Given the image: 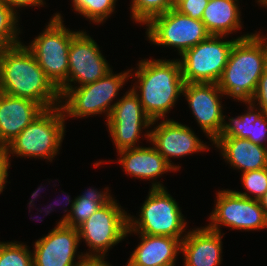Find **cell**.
Wrapping results in <instances>:
<instances>
[{
  "label": "cell",
  "instance_id": "cell-23",
  "mask_svg": "<svg viewBox=\"0 0 267 266\" xmlns=\"http://www.w3.org/2000/svg\"><path fill=\"white\" fill-rule=\"evenodd\" d=\"M238 3L239 0L208 1L201 21L210 35L229 36L243 27Z\"/></svg>",
  "mask_w": 267,
  "mask_h": 266
},
{
  "label": "cell",
  "instance_id": "cell-31",
  "mask_svg": "<svg viewBox=\"0 0 267 266\" xmlns=\"http://www.w3.org/2000/svg\"><path fill=\"white\" fill-rule=\"evenodd\" d=\"M250 101L256 106L259 105L258 108L267 117V67L264 69L259 79L256 92Z\"/></svg>",
  "mask_w": 267,
  "mask_h": 266
},
{
  "label": "cell",
  "instance_id": "cell-8",
  "mask_svg": "<svg viewBox=\"0 0 267 266\" xmlns=\"http://www.w3.org/2000/svg\"><path fill=\"white\" fill-rule=\"evenodd\" d=\"M251 34H243L232 40H227L225 39L227 37L221 35H209L205 40L185 51L179 59L184 82L217 83L236 40Z\"/></svg>",
  "mask_w": 267,
  "mask_h": 266
},
{
  "label": "cell",
  "instance_id": "cell-39",
  "mask_svg": "<svg viewBox=\"0 0 267 266\" xmlns=\"http://www.w3.org/2000/svg\"><path fill=\"white\" fill-rule=\"evenodd\" d=\"M257 2L259 3L260 7L261 5L267 7V0H257Z\"/></svg>",
  "mask_w": 267,
  "mask_h": 266
},
{
  "label": "cell",
  "instance_id": "cell-13",
  "mask_svg": "<svg viewBox=\"0 0 267 266\" xmlns=\"http://www.w3.org/2000/svg\"><path fill=\"white\" fill-rule=\"evenodd\" d=\"M104 57L99 45L86 30H79L70 43L68 78L60 88L81 87L102 78L111 70Z\"/></svg>",
  "mask_w": 267,
  "mask_h": 266
},
{
  "label": "cell",
  "instance_id": "cell-11",
  "mask_svg": "<svg viewBox=\"0 0 267 266\" xmlns=\"http://www.w3.org/2000/svg\"><path fill=\"white\" fill-rule=\"evenodd\" d=\"M214 210L209 215V229L221 232L223 225L235 230L267 229V216L260 201L238 195L234 190H219Z\"/></svg>",
  "mask_w": 267,
  "mask_h": 266
},
{
  "label": "cell",
  "instance_id": "cell-16",
  "mask_svg": "<svg viewBox=\"0 0 267 266\" xmlns=\"http://www.w3.org/2000/svg\"><path fill=\"white\" fill-rule=\"evenodd\" d=\"M157 125L150 130V143L154 145L157 151L166 159V161L178 171L181 166H177L171 161V157L179 158L193 153H203L207 146L195 132L187 125L181 124L173 119H163L152 121V126ZM172 162V163H171ZM176 165V166H175Z\"/></svg>",
  "mask_w": 267,
  "mask_h": 266
},
{
  "label": "cell",
  "instance_id": "cell-37",
  "mask_svg": "<svg viewBox=\"0 0 267 266\" xmlns=\"http://www.w3.org/2000/svg\"><path fill=\"white\" fill-rule=\"evenodd\" d=\"M259 201H260L261 207L263 208L267 216V191L264 193L263 197Z\"/></svg>",
  "mask_w": 267,
  "mask_h": 266
},
{
  "label": "cell",
  "instance_id": "cell-20",
  "mask_svg": "<svg viewBox=\"0 0 267 266\" xmlns=\"http://www.w3.org/2000/svg\"><path fill=\"white\" fill-rule=\"evenodd\" d=\"M213 144L224 161L242 173L267 167V146L237 137H217Z\"/></svg>",
  "mask_w": 267,
  "mask_h": 266
},
{
  "label": "cell",
  "instance_id": "cell-10",
  "mask_svg": "<svg viewBox=\"0 0 267 266\" xmlns=\"http://www.w3.org/2000/svg\"><path fill=\"white\" fill-rule=\"evenodd\" d=\"M146 26L149 43L177 48L180 56L210 35L201 20L183 15L174 8L152 18Z\"/></svg>",
  "mask_w": 267,
  "mask_h": 266
},
{
  "label": "cell",
  "instance_id": "cell-35",
  "mask_svg": "<svg viewBox=\"0 0 267 266\" xmlns=\"http://www.w3.org/2000/svg\"><path fill=\"white\" fill-rule=\"evenodd\" d=\"M65 195H66V193H64ZM66 203H65V205H70V210L68 211V209L66 208L65 210H64V212H66L67 211V213L62 217V219H60L59 220V222H57L59 225H63L67 220H68V218H69V215H70V213H71V211H72V207H73V203H74V200H71V198H70V196L69 195H67L66 196ZM70 202H71V204H70ZM52 204V203H51ZM50 204V205H51ZM50 205H49V208H50V212L51 211H53V205H51V207H50ZM57 206H58V203H57ZM60 206V205H59ZM53 208V209H52Z\"/></svg>",
  "mask_w": 267,
  "mask_h": 266
},
{
  "label": "cell",
  "instance_id": "cell-1",
  "mask_svg": "<svg viewBox=\"0 0 267 266\" xmlns=\"http://www.w3.org/2000/svg\"><path fill=\"white\" fill-rule=\"evenodd\" d=\"M0 92L33 100L44 110L60 106L59 90L23 43L0 47Z\"/></svg>",
  "mask_w": 267,
  "mask_h": 266
},
{
  "label": "cell",
  "instance_id": "cell-33",
  "mask_svg": "<svg viewBox=\"0 0 267 266\" xmlns=\"http://www.w3.org/2000/svg\"><path fill=\"white\" fill-rule=\"evenodd\" d=\"M11 162L6 157V154L3 149H0V194L5 189L8 177V170L10 168Z\"/></svg>",
  "mask_w": 267,
  "mask_h": 266
},
{
  "label": "cell",
  "instance_id": "cell-25",
  "mask_svg": "<svg viewBox=\"0 0 267 266\" xmlns=\"http://www.w3.org/2000/svg\"><path fill=\"white\" fill-rule=\"evenodd\" d=\"M71 2L75 13L98 25L113 14L117 0H71Z\"/></svg>",
  "mask_w": 267,
  "mask_h": 266
},
{
  "label": "cell",
  "instance_id": "cell-29",
  "mask_svg": "<svg viewBox=\"0 0 267 266\" xmlns=\"http://www.w3.org/2000/svg\"><path fill=\"white\" fill-rule=\"evenodd\" d=\"M241 182L244 189L250 194L234 191L240 196L259 201L267 191V167L242 173Z\"/></svg>",
  "mask_w": 267,
  "mask_h": 266
},
{
  "label": "cell",
  "instance_id": "cell-28",
  "mask_svg": "<svg viewBox=\"0 0 267 266\" xmlns=\"http://www.w3.org/2000/svg\"><path fill=\"white\" fill-rule=\"evenodd\" d=\"M28 247L18 241L0 242V266H34Z\"/></svg>",
  "mask_w": 267,
  "mask_h": 266
},
{
  "label": "cell",
  "instance_id": "cell-38",
  "mask_svg": "<svg viewBox=\"0 0 267 266\" xmlns=\"http://www.w3.org/2000/svg\"><path fill=\"white\" fill-rule=\"evenodd\" d=\"M48 206H49V205H48ZM44 208H45V207H44ZM43 210H44V209H42V211H43ZM49 210H50L49 207L45 208L44 211H45L46 215L49 214V212H50ZM42 211H41V209H40V212H42ZM30 212H31V211L29 210V213H30ZM37 214H38V213H37ZM36 218H37V217H36ZM31 219H32V217H31ZM39 219H40V218H39ZM33 220H34V219H33ZM37 221H38V219H37ZM40 221L42 222L43 220L40 219Z\"/></svg>",
  "mask_w": 267,
  "mask_h": 266
},
{
  "label": "cell",
  "instance_id": "cell-2",
  "mask_svg": "<svg viewBox=\"0 0 267 266\" xmlns=\"http://www.w3.org/2000/svg\"><path fill=\"white\" fill-rule=\"evenodd\" d=\"M137 66L134 73L130 69V76L137 78L131 89L152 120L165 119L183 93L179 59H142Z\"/></svg>",
  "mask_w": 267,
  "mask_h": 266
},
{
  "label": "cell",
  "instance_id": "cell-19",
  "mask_svg": "<svg viewBox=\"0 0 267 266\" xmlns=\"http://www.w3.org/2000/svg\"><path fill=\"white\" fill-rule=\"evenodd\" d=\"M44 109L30 99L0 92V149H3Z\"/></svg>",
  "mask_w": 267,
  "mask_h": 266
},
{
  "label": "cell",
  "instance_id": "cell-3",
  "mask_svg": "<svg viewBox=\"0 0 267 266\" xmlns=\"http://www.w3.org/2000/svg\"><path fill=\"white\" fill-rule=\"evenodd\" d=\"M266 67L267 37L256 31L236 40L217 84L226 97L250 101Z\"/></svg>",
  "mask_w": 267,
  "mask_h": 266
},
{
  "label": "cell",
  "instance_id": "cell-30",
  "mask_svg": "<svg viewBox=\"0 0 267 266\" xmlns=\"http://www.w3.org/2000/svg\"><path fill=\"white\" fill-rule=\"evenodd\" d=\"M207 3V0H178L174 9L183 15L201 20Z\"/></svg>",
  "mask_w": 267,
  "mask_h": 266
},
{
  "label": "cell",
  "instance_id": "cell-4",
  "mask_svg": "<svg viewBox=\"0 0 267 266\" xmlns=\"http://www.w3.org/2000/svg\"><path fill=\"white\" fill-rule=\"evenodd\" d=\"M65 120L60 106L44 110L3 148L6 157L9 161L12 154L52 162L64 140Z\"/></svg>",
  "mask_w": 267,
  "mask_h": 266
},
{
  "label": "cell",
  "instance_id": "cell-24",
  "mask_svg": "<svg viewBox=\"0 0 267 266\" xmlns=\"http://www.w3.org/2000/svg\"><path fill=\"white\" fill-rule=\"evenodd\" d=\"M103 190L98 191L95 188H88L81 196H77L74 199L69 218L64 225L78 228L90 215L108 203L113 196L109 193V187H105Z\"/></svg>",
  "mask_w": 267,
  "mask_h": 266
},
{
  "label": "cell",
  "instance_id": "cell-40",
  "mask_svg": "<svg viewBox=\"0 0 267 266\" xmlns=\"http://www.w3.org/2000/svg\"><path fill=\"white\" fill-rule=\"evenodd\" d=\"M173 4H175L178 0H170Z\"/></svg>",
  "mask_w": 267,
  "mask_h": 266
},
{
  "label": "cell",
  "instance_id": "cell-7",
  "mask_svg": "<svg viewBox=\"0 0 267 266\" xmlns=\"http://www.w3.org/2000/svg\"><path fill=\"white\" fill-rule=\"evenodd\" d=\"M63 20L61 13H55L46 28L26 46L57 89L67 81L70 43L79 32L67 28Z\"/></svg>",
  "mask_w": 267,
  "mask_h": 266
},
{
  "label": "cell",
  "instance_id": "cell-32",
  "mask_svg": "<svg viewBox=\"0 0 267 266\" xmlns=\"http://www.w3.org/2000/svg\"><path fill=\"white\" fill-rule=\"evenodd\" d=\"M3 1L8 7H10L16 14L19 15V12L17 11V9L21 7L25 8V7H35V6H44V0H0Z\"/></svg>",
  "mask_w": 267,
  "mask_h": 266
},
{
  "label": "cell",
  "instance_id": "cell-36",
  "mask_svg": "<svg viewBox=\"0 0 267 266\" xmlns=\"http://www.w3.org/2000/svg\"><path fill=\"white\" fill-rule=\"evenodd\" d=\"M42 185V184H41ZM43 187V186H42ZM41 186L40 187H38V189L37 190H35L33 193H32V195H31V200H30V202L28 203L29 204V208L30 207H32V206H34V200L37 198V196H39V192H41V190L43 189ZM30 210V209H29Z\"/></svg>",
  "mask_w": 267,
  "mask_h": 266
},
{
  "label": "cell",
  "instance_id": "cell-17",
  "mask_svg": "<svg viewBox=\"0 0 267 266\" xmlns=\"http://www.w3.org/2000/svg\"><path fill=\"white\" fill-rule=\"evenodd\" d=\"M119 155L118 163L121 164L123 171L131 177L140 180H151L150 188H166L157 178L166 172H175L176 170L166 161V159L152 147H136L123 149L117 152ZM156 181H155V180Z\"/></svg>",
  "mask_w": 267,
  "mask_h": 266
},
{
  "label": "cell",
  "instance_id": "cell-41",
  "mask_svg": "<svg viewBox=\"0 0 267 266\" xmlns=\"http://www.w3.org/2000/svg\"><path fill=\"white\" fill-rule=\"evenodd\" d=\"M125 266H132V265L127 261V264Z\"/></svg>",
  "mask_w": 267,
  "mask_h": 266
},
{
  "label": "cell",
  "instance_id": "cell-12",
  "mask_svg": "<svg viewBox=\"0 0 267 266\" xmlns=\"http://www.w3.org/2000/svg\"><path fill=\"white\" fill-rule=\"evenodd\" d=\"M152 121L145 113L134 90L129 89L128 92L126 91L121 99H117L106 121L109 135L117 150L116 152L139 147V139L143 130L146 129L147 131H145L146 133L144 132L143 136L147 141H150V130L148 129L151 128Z\"/></svg>",
  "mask_w": 267,
  "mask_h": 266
},
{
  "label": "cell",
  "instance_id": "cell-22",
  "mask_svg": "<svg viewBox=\"0 0 267 266\" xmlns=\"http://www.w3.org/2000/svg\"><path fill=\"white\" fill-rule=\"evenodd\" d=\"M241 103L247 104L248 110L235 118L229 117V122L224 120L221 133L218 137L249 139L255 144L266 146L267 117L251 101H241Z\"/></svg>",
  "mask_w": 267,
  "mask_h": 266
},
{
  "label": "cell",
  "instance_id": "cell-5",
  "mask_svg": "<svg viewBox=\"0 0 267 266\" xmlns=\"http://www.w3.org/2000/svg\"><path fill=\"white\" fill-rule=\"evenodd\" d=\"M128 77L130 78L129 69L115 74L111 69L94 83L81 87L59 88L60 107L65 119L87 118L104 113L107 121L116 104L112 102L128 81Z\"/></svg>",
  "mask_w": 267,
  "mask_h": 266
},
{
  "label": "cell",
  "instance_id": "cell-26",
  "mask_svg": "<svg viewBox=\"0 0 267 266\" xmlns=\"http://www.w3.org/2000/svg\"><path fill=\"white\" fill-rule=\"evenodd\" d=\"M130 3L131 19L142 25L174 8L170 0H131Z\"/></svg>",
  "mask_w": 267,
  "mask_h": 266
},
{
  "label": "cell",
  "instance_id": "cell-27",
  "mask_svg": "<svg viewBox=\"0 0 267 266\" xmlns=\"http://www.w3.org/2000/svg\"><path fill=\"white\" fill-rule=\"evenodd\" d=\"M19 16L0 1V47H12L22 43L19 39Z\"/></svg>",
  "mask_w": 267,
  "mask_h": 266
},
{
  "label": "cell",
  "instance_id": "cell-34",
  "mask_svg": "<svg viewBox=\"0 0 267 266\" xmlns=\"http://www.w3.org/2000/svg\"><path fill=\"white\" fill-rule=\"evenodd\" d=\"M105 257H85L80 266H112Z\"/></svg>",
  "mask_w": 267,
  "mask_h": 266
},
{
  "label": "cell",
  "instance_id": "cell-9",
  "mask_svg": "<svg viewBox=\"0 0 267 266\" xmlns=\"http://www.w3.org/2000/svg\"><path fill=\"white\" fill-rule=\"evenodd\" d=\"M128 214L114 197L96 210L77 229L89 247L86 257H105L109 249L126 238Z\"/></svg>",
  "mask_w": 267,
  "mask_h": 266
},
{
  "label": "cell",
  "instance_id": "cell-18",
  "mask_svg": "<svg viewBox=\"0 0 267 266\" xmlns=\"http://www.w3.org/2000/svg\"><path fill=\"white\" fill-rule=\"evenodd\" d=\"M207 226L189 230L181 241L183 266H218L222 262L224 233Z\"/></svg>",
  "mask_w": 267,
  "mask_h": 266
},
{
  "label": "cell",
  "instance_id": "cell-21",
  "mask_svg": "<svg viewBox=\"0 0 267 266\" xmlns=\"http://www.w3.org/2000/svg\"><path fill=\"white\" fill-rule=\"evenodd\" d=\"M139 235L140 242L128 262L132 266H176L181 252L179 238L160 235Z\"/></svg>",
  "mask_w": 267,
  "mask_h": 266
},
{
  "label": "cell",
  "instance_id": "cell-6",
  "mask_svg": "<svg viewBox=\"0 0 267 266\" xmlns=\"http://www.w3.org/2000/svg\"><path fill=\"white\" fill-rule=\"evenodd\" d=\"M139 211V218L128 214L126 237L134 233L169 236L182 241L188 233L185 231L186 217L166 188L149 189L148 196Z\"/></svg>",
  "mask_w": 267,
  "mask_h": 266
},
{
  "label": "cell",
  "instance_id": "cell-14",
  "mask_svg": "<svg viewBox=\"0 0 267 266\" xmlns=\"http://www.w3.org/2000/svg\"><path fill=\"white\" fill-rule=\"evenodd\" d=\"M182 95L202 132L213 142L221 133L227 118L222 110L221 100L225 96L222 90L217 83H185Z\"/></svg>",
  "mask_w": 267,
  "mask_h": 266
},
{
  "label": "cell",
  "instance_id": "cell-15",
  "mask_svg": "<svg viewBox=\"0 0 267 266\" xmlns=\"http://www.w3.org/2000/svg\"><path fill=\"white\" fill-rule=\"evenodd\" d=\"M80 242L77 228L56 223L47 235L34 242L33 265L80 266L86 257L83 252L77 255Z\"/></svg>",
  "mask_w": 267,
  "mask_h": 266
}]
</instances>
